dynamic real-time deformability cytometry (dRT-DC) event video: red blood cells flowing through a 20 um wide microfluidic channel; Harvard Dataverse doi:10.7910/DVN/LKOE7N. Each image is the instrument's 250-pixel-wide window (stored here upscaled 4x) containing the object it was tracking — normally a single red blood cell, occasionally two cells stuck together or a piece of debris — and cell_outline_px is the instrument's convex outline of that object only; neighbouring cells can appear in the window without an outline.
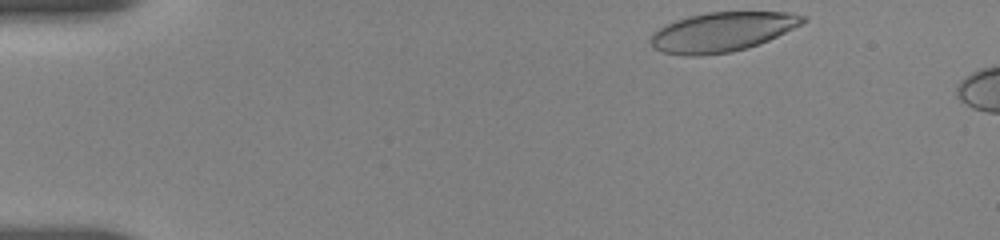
{"species": "human", "species_latin": "Homo sapiens", "temperature_condition": "room temperature", "stored_images_in_passage": 3, "camera_frame_rate_fps": 3000, "um_per_image_px": 0.085, "donor": {"sex": "female"}, "frame": {"image": 1, "passage_image": 1, "time_ms": 0.0, "image_size_px": [1000, 240], "cell_outline_px": [[808, 20], [768, 40], [748, 48], [732, 52], [700, 56], [684, 56], [660, 52], [652, 48], [648, 40], [660, 28], [676, 20], [688, 16], [708, 12], [792, 12], [808, 16]], "centroid_in_image_um": [61.36, 2.72], "position_along_channel_um": 23.6, "area_um2": 35.08}}